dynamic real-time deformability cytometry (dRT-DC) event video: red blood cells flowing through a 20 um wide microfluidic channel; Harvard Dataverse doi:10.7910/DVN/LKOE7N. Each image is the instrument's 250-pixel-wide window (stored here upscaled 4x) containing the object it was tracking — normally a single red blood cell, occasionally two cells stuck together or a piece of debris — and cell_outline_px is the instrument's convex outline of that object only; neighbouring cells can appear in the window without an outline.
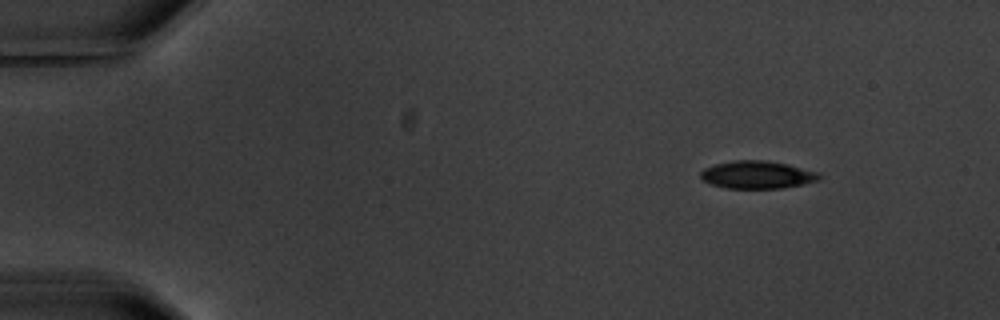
{"species": "common noctule bat (a hibernating species)", "species_latin": "Nyctalus noctula", "temperature_condition": "warm", "stored_images_in_passage": 3, "camera_frame_rate_fps": 3000, "um_per_image_px": 0.085, "animal": {"sex": "male", "body_mass_g": 20.1, "forearm_length_mm": 53.5}, "frame": {"image": 1, "passage_image": 1, "time_ms": 0.0, "image_size_px": [1000, 320], "cell_outline_px": [[824, 176], [820, 180], [804, 184], [784, 188], [728, 188], [712, 184], [704, 180], [700, 176], [700, 172], [704, 168], [716, 164], [732, 160], [764, 160], [788, 164], [820, 172]], "centroid_in_image_um": [64.44, 14.85], "position_along_channel_um": 20.6, "area_um2": 19.31}}
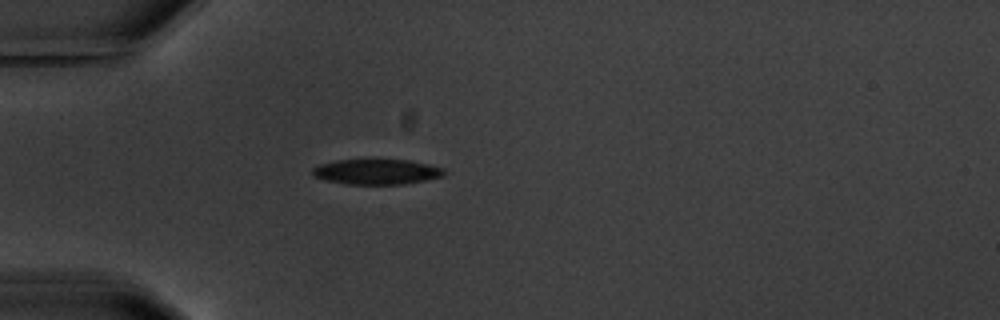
{"frame": {"image": 2, "passage_image": 3, "time_ms": 3.333, "image_size_px": [1000, 320], "cell_outline_px": [[444, 176], [404, 184], [348, 184], [324, 180], [312, 176], [312, 168], [320, 164], [336, 160], [408, 160], [428, 164], [444, 168]], "centroid_in_image_um": [31.99, 14.6], "position_along_channel_um": 53.0, "area_um2": 19.31}}